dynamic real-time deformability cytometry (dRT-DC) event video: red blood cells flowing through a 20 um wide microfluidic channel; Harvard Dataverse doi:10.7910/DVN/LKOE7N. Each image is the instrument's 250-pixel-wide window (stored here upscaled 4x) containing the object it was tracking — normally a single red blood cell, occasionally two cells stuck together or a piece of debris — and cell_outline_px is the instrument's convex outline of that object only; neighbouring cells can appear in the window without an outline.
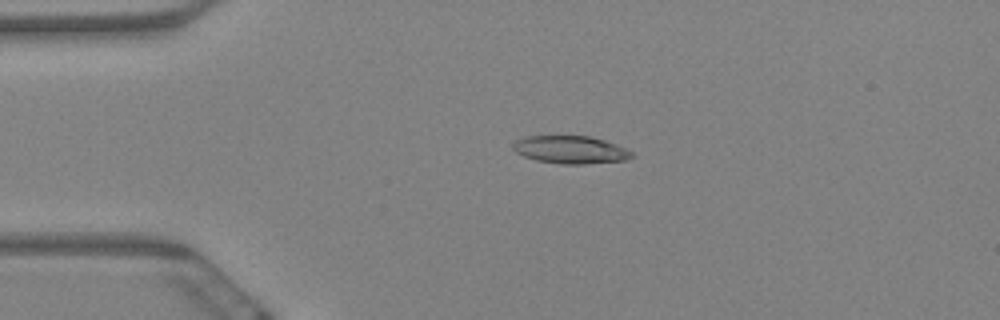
{"species": "Egyptian fruit bat (a non-hibernating species)", "species_latin": "Rousettus aegyptiacus", "temperature_condition": "warm", "stored_images_in_passage": 10, "camera_frame_rate_fps": 3000, "um_per_image_px": 0.085, "animal": {"sex": "female"}, "frame": {"image": 1, "passage_image": 4, "time_ms": 1.0, "image_size_px": [1000, 320], "cell_outline_px": [[636, 156], [628, 160], [584, 164], [560, 164], [536, 160], [524, 156], [516, 152], [512, 148], [512, 144], [516, 140], [524, 136], [588, 136], [604, 140], [616, 144], [632, 152]], "centroid_in_image_um": [48.5, 12.73], "position_along_channel_um": 36.5, "area_um2": 19.31}}
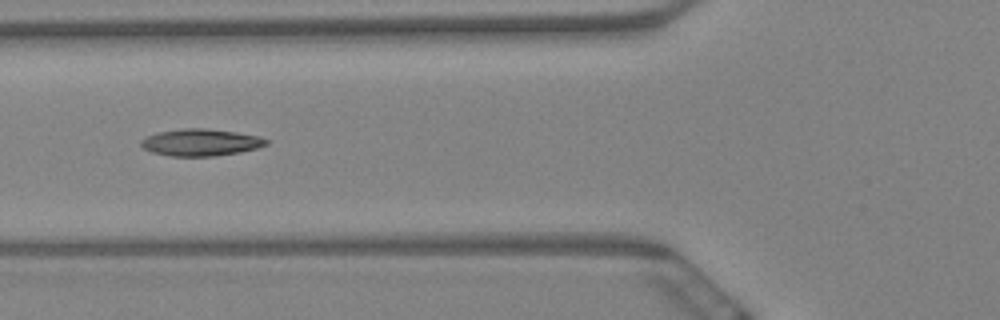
{"frame": {"image": 2, "passage_image": 7, "time_ms": 2.0, "image_size_px": [1000, 320], "cell_outline_px": [[268, 144], [256, 148], [240, 152], [216, 156], [172, 156], [152, 152], [144, 148], [140, 144], [140, 140], [156, 132], [184, 128], [204, 128], [236, 132], [256, 136], [268, 140]], "centroid_in_image_um": [17.04, 12.1], "position_along_channel_um": 108.8, "area_um2": 19.54}}
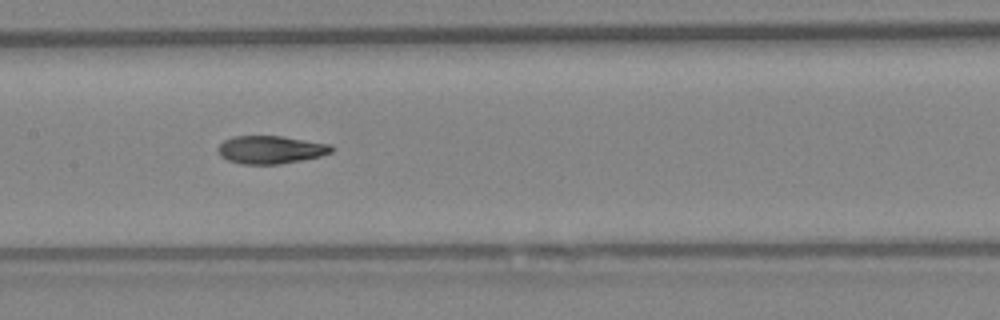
{"frame": {"image": 3, "passage_image": 9, "time_ms": 2.667, "image_size_px": [1000, 320], "cell_outline_px": [[336, 148], [332, 152], [320, 156], [280, 164], [244, 164], [228, 160], [220, 156], [216, 148], [224, 140], [232, 136], [280, 136], [332, 144]], "centroid_in_image_um": [23.01, 12.72], "position_along_channel_um": 184.4, "area_um2": 18.55}}